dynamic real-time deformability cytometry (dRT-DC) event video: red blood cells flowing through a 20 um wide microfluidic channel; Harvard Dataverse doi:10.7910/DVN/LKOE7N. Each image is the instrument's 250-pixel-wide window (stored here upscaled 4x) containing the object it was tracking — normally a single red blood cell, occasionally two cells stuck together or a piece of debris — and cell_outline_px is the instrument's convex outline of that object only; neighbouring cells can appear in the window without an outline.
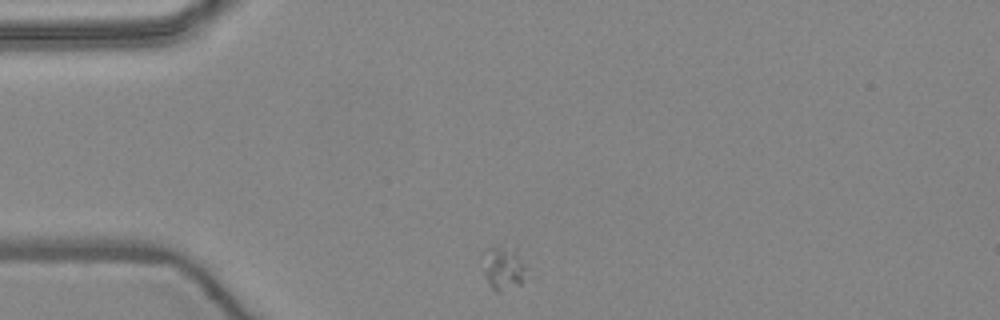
{"species": "common noctule bat (a hibernating species)", "species_latin": "Nyctalus noctula", "temperature_condition": "warm", "stored_images_in_passage": 2, "camera_frame_rate_fps": 3000, "um_per_image_px": 0.085, "animal": {"sex": "female", "body_mass_g": 24.6, "forearm_length_mm": 56.2}, "frame": {"image": 1, "passage_image": 1, "time_ms": 0.0, "image_size_px": [1000, 320], "cell_outline_px": [[528, 268], [520, 284], [496, 292], [488, 284], [484, 276], [480, 256], [484, 248], [500, 244], [516, 256]], "centroid_in_image_um": [42.66, 22.77], "position_along_channel_um": 42.3, "area_um2": 10.98}}